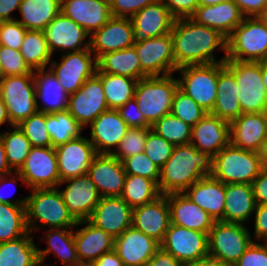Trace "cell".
<instances>
[{"instance_id":"obj_1","label":"cell","mask_w":267,"mask_h":266,"mask_svg":"<svg viewBox=\"0 0 267 266\" xmlns=\"http://www.w3.org/2000/svg\"><path fill=\"white\" fill-rule=\"evenodd\" d=\"M171 37L177 68L226 61L227 38L215 29L197 24L191 18L175 19ZM215 49L225 53L219 61L215 59Z\"/></svg>"},{"instance_id":"obj_2","label":"cell","mask_w":267,"mask_h":266,"mask_svg":"<svg viewBox=\"0 0 267 266\" xmlns=\"http://www.w3.org/2000/svg\"><path fill=\"white\" fill-rule=\"evenodd\" d=\"M211 162V157L191 143L174 146L171 157L160 169V194L183 193L196 181L211 174Z\"/></svg>"},{"instance_id":"obj_3","label":"cell","mask_w":267,"mask_h":266,"mask_svg":"<svg viewBox=\"0 0 267 266\" xmlns=\"http://www.w3.org/2000/svg\"><path fill=\"white\" fill-rule=\"evenodd\" d=\"M31 191L26 205L29 232L39 231L41 226L48 229L77 228V221L69 213L57 187L36 188Z\"/></svg>"},{"instance_id":"obj_4","label":"cell","mask_w":267,"mask_h":266,"mask_svg":"<svg viewBox=\"0 0 267 266\" xmlns=\"http://www.w3.org/2000/svg\"><path fill=\"white\" fill-rule=\"evenodd\" d=\"M262 169L258 152L229 143L212 158L210 175L224 184H252Z\"/></svg>"},{"instance_id":"obj_5","label":"cell","mask_w":267,"mask_h":266,"mask_svg":"<svg viewBox=\"0 0 267 266\" xmlns=\"http://www.w3.org/2000/svg\"><path fill=\"white\" fill-rule=\"evenodd\" d=\"M177 89L178 80L172 74L151 76L137 81L134 99L151 126L164 115L171 113L172 100Z\"/></svg>"},{"instance_id":"obj_6","label":"cell","mask_w":267,"mask_h":266,"mask_svg":"<svg viewBox=\"0 0 267 266\" xmlns=\"http://www.w3.org/2000/svg\"><path fill=\"white\" fill-rule=\"evenodd\" d=\"M267 59V27L255 17H245L227 38L226 60L259 62Z\"/></svg>"},{"instance_id":"obj_7","label":"cell","mask_w":267,"mask_h":266,"mask_svg":"<svg viewBox=\"0 0 267 266\" xmlns=\"http://www.w3.org/2000/svg\"><path fill=\"white\" fill-rule=\"evenodd\" d=\"M224 67L225 62L180 67L176 70L181 75L178 88L210 113L216 102L218 74Z\"/></svg>"},{"instance_id":"obj_8","label":"cell","mask_w":267,"mask_h":266,"mask_svg":"<svg viewBox=\"0 0 267 266\" xmlns=\"http://www.w3.org/2000/svg\"><path fill=\"white\" fill-rule=\"evenodd\" d=\"M225 67L235 76L239 88L242 113L267 112V93L263 84L260 64L226 60Z\"/></svg>"},{"instance_id":"obj_9","label":"cell","mask_w":267,"mask_h":266,"mask_svg":"<svg viewBox=\"0 0 267 266\" xmlns=\"http://www.w3.org/2000/svg\"><path fill=\"white\" fill-rule=\"evenodd\" d=\"M243 224L215 221L208 234L209 255L233 265L254 241Z\"/></svg>"},{"instance_id":"obj_10","label":"cell","mask_w":267,"mask_h":266,"mask_svg":"<svg viewBox=\"0 0 267 266\" xmlns=\"http://www.w3.org/2000/svg\"><path fill=\"white\" fill-rule=\"evenodd\" d=\"M0 97L5 103L12 125H18L38 111L33 75L1 77Z\"/></svg>"},{"instance_id":"obj_11","label":"cell","mask_w":267,"mask_h":266,"mask_svg":"<svg viewBox=\"0 0 267 266\" xmlns=\"http://www.w3.org/2000/svg\"><path fill=\"white\" fill-rule=\"evenodd\" d=\"M56 76L64 91L70 95L77 92L84 82L97 70V59L90 48L61 55V62L52 61L47 67Z\"/></svg>"},{"instance_id":"obj_12","label":"cell","mask_w":267,"mask_h":266,"mask_svg":"<svg viewBox=\"0 0 267 266\" xmlns=\"http://www.w3.org/2000/svg\"><path fill=\"white\" fill-rule=\"evenodd\" d=\"M17 172L29 189L58 187L60 177L55 147H32Z\"/></svg>"},{"instance_id":"obj_13","label":"cell","mask_w":267,"mask_h":266,"mask_svg":"<svg viewBox=\"0 0 267 266\" xmlns=\"http://www.w3.org/2000/svg\"><path fill=\"white\" fill-rule=\"evenodd\" d=\"M107 110L102 81L96 73L77 92L69 95L67 111L83 128Z\"/></svg>"},{"instance_id":"obj_14","label":"cell","mask_w":267,"mask_h":266,"mask_svg":"<svg viewBox=\"0 0 267 266\" xmlns=\"http://www.w3.org/2000/svg\"><path fill=\"white\" fill-rule=\"evenodd\" d=\"M160 247L185 266L209 255L208 234L171 223Z\"/></svg>"},{"instance_id":"obj_15","label":"cell","mask_w":267,"mask_h":266,"mask_svg":"<svg viewBox=\"0 0 267 266\" xmlns=\"http://www.w3.org/2000/svg\"><path fill=\"white\" fill-rule=\"evenodd\" d=\"M140 59L141 70L148 76H167L178 69L173 55L171 33L147 38L133 45Z\"/></svg>"},{"instance_id":"obj_16","label":"cell","mask_w":267,"mask_h":266,"mask_svg":"<svg viewBox=\"0 0 267 266\" xmlns=\"http://www.w3.org/2000/svg\"><path fill=\"white\" fill-rule=\"evenodd\" d=\"M63 184H66V187L60 190L59 187ZM58 186V191L72 217L77 222L88 220L101 199L91 178L85 174L61 181Z\"/></svg>"},{"instance_id":"obj_17","label":"cell","mask_w":267,"mask_h":266,"mask_svg":"<svg viewBox=\"0 0 267 266\" xmlns=\"http://www.w3.org/2000/svg\"><path fill=\"white\" fill-rule=\"evenodd\" d=\"M60 182L87 174L97 155L89 138L81 135L55 147Z\"/></svg>"},{"instance_id":"obj_18","label":"cell","mask_w":267,"mask_h":266,"mask_svg":"<svg viewBox=\"0 0 267 266\" xmlns=\"http://www.w3.org/2000/svg\"><path fill=\"white\" fill-rule=\"evenodd\" d=\"M44 33L47 45L52 54L55 51H61L64 54L90 48L89 34L62 12L46 26ZM87 36L88 40L86 41Z\"/></svg>"},{"instance_id":"obj_19","label":"cell","mask_w":267,"mask_h":266,"mask_svg":"<svg viewBox=\"0 0 267 266\" xmlns=\"http://www.w3.org/2000/svg\"><path fill=\"white\" fill-rule=\"evenodd\" d=\"M132 20L112 16L99 30L90 36V50L98 59L101 55L133 47Z\"/></svg>"},{"instance_id":"obj_20","label":"cell","mask_w":267,"mask_h":266,"mask_svg":"<svg viewBox=\"0 0 267 266\" xmlns=\"http://www.w3.org/2000/svg\"><path fill=\"white\" fill-rule=\"evenodd\" d=\"M87 175L96 185L101 197H120L126 172L122 161L112 154H97L92 160Z\"/></svg>"},{"instance_id":"obj_21","label":"cell","mask_w":267,"mask_h":266,"mask_svg":"<svg viewBox=\"0 0 267 266\" xmlns=\"http://www.w3.org/2000/svg\"><path fill=\"white\" fill-rule=\"evenodd\" d=\"M133 208L121 197H101L88 219L114 239L132 226Z\"/></svg>"},{"instance_id":"obj_22","label":"cell","mask_w":267,"mask_h":266,"mask_svg":"<svg viewBox=\"0 0 267 266\" xmlns=\"http://www.w3.org/2000/svg\"><path fill=\"white\" fill-rule=\"evenodd\" d=\"M134 43L171 33L175 18L162 0L147 5L131 18Z\"/></svg>"},{"instance_id":"obj_23","label":"cell","mask_w":267,"mask_h":266,"mask_svg":"<svg viewBox=\"0 0 267 266\" xmlns=\"http://www.w3.org/2000/svg\"><path fill=\"white\" fill-rule=\"evenodd\" d=\"M171 224L170 208L166 195L133 208L132 226L161 243Z\"/></svg>"},{"instance_id":"obj_24","label":"cell","mask_w":267,"mask_h":266,"mask_svg":"<svg viewBox=\"0 0 267 266\" xmlns=\"http://www.w3.org/2000/svg\"><path fill=\"white\" fill-rule=\"evenodd\" d=\"M190 143L213 158L230 143V123L207 113L192 127Z\"/></svg>"},{"instance_id":"obj_25","label":"cell","mask_w":267,"mask_h":266,"mask_svg":"<svg viewBox=\"0 0 267 266\" xmlns=\"http://www.w3.org/2000/svg\"><path fill=\"white\" fill-rule=\"evenodd\" d=\"M160 248V243L133 226L115 238L114 251L124 266H144Z\"/></svg>"},{"instance_id":"obj_26","label":"cell","mask_w":267,"mask_h":266,"mask_svg":"<svg viewBox=\"0 0 267 266\" xmlns=\"http://www.w3.org/2000/svg\"><path fill=\"white\" fill-rule=\"evenodd\" d=\"M89 141L94 145L97 154H112L129 129L128 125L115 109L100 114L90 125Z\"/></svg>"},{"instance_id":"obj_27","label":"cell","mask_w":267,"mask_h":266,"mask_svg":"<svg viewBox=\"0 0 267 266\" xmlns=\"http://www.w3.org/2000/svg\"><path fill=\"white\" fill-rule=\"evenodd\" d=\"M61 12L91 36L112 17L109 0H61Z\"/></svg>"},{"instance_id":"obj_28","label":"cell","mask_w":267,"mask_h":266,"mask_svg":"<svg viewBox=\"0 0 267 266\" xmlns=\"http://www.w3.org/2000/svg\"><path fill=\"white\" fill-rule=\"evenodd\" d=\"M267 138V112L242 113L230 122V143L238 148L258 152Z\"/></svg>"},{"instance_id":"obj_29","label":"cell","mask_w":267,"mask_h":266,"mask_svg":"<svg viewBox=\"0 0 267 266\" xmlns=\"http://www.w3.org/2000/svg\"><path fill=\"white\" fill-rule=\"evenodd\" d=\"M244 18L245 16L233 0H226L212 6H199L191 17L197 24L215 29L226 38Z\"/></svg>"},{"instance_id":"obj_30","label":"cell","mask_w":267,"mask_h":266,"mask_svg":"<svg viewBox=\"0 0 267 266\" xmlns=\"http://www.w3.org/2000/svg\"><path fill=\"white\" fill-rule=\"evenodd\" d=\"M215 221L224 217L225 184L211 175L199 179L183 192Z\"/></svg>"},{"instance_id":"obj_31","label":"cell","mask_w":267,"mask_h":266,"mask_svg":"<svg viewBox=\"0 0 267 266\" xmlns=\"http://www.w3.org/2000/svg\"><path fill=\"white\" fill-rule=\"evenodd\" d=\"M170 208L171 223L209 234L215 220L184 193L166 195Z\"/></svg>"},{"instance_id":"obj_32","label":"cell","mask_w":267,"mask_h":266,"mask_svg":"<svg viewBox=\"0 0 267 266\" xmlns=\"http://www.w3.org/2000/svg\"><path fill=\"white\" fill-rule=\"evenodd\" d=\"M85 224V225H84ZM84 225L76 229L74 240L79 262L93 263L102 254L114 249L115 239L103 229L98 228L89 220L78 221L76 226Z\"/></svg>"},{"instance_id":"obj_33","label":"cell","mask_w":267,"mask_h":266,"mask_svg":"<svg viewBox=\"0 0 267 266\" xmlns=\"http://www.w3.org/2000/svg\"><path fill=\"white\" fill-rule=\"evenodd\" d=\"M33 77L38 111L51 114L67 110L69 95L49 68L33 71Z\"/></svg>"},{"instance_id":"obj_34","label":"cell","mask_w":267,"mask_h":266,"mask_svg":"<svg viewBox=\"0 0 267 266\" xmlns=\"http://www.w3.org/2000/svg\"><path fill=\"white\" fill-rule=\"evenodd\" d=\"M225 198L224 217L220 221L246 225L257 206L252 185L225 184Z\"/></svg>"},{"instance_id":"obj_35","label":"cell","mask_w":267,"mask_h":266,"mask_svg":"<svg viewBox=\"0 0 267 266\" xmlns=\"http://www.w3.org/2000/svg\"><path fill=\"white\" fill-rule=\"evenodd\" d=\"M235 76L224 67L218 74L216 102L210 114L231 122L242 114Z\"/></svg>"},{"instance_id":"obj_36","label":"cell","mask_w":267,"mask_h":266,"mask_svg":"<svg viewBox=\"0 0 267 266\" xmlns=\"http://www.w3.org/2000/svg\"><path fill=\"white\" fill-rule=\"evenodd\" d=\"M97 70L101 73L127 76L140 80L148 77L141 70L135 47L107 52L97 59Z\"/></svg>"},{"instance_id":"obj_37","label":"cell","mask_w":267,"mask_h":266,"mask_svg":"<svg viewBox=\"0 0 267 266\" xmlns=\"http://www.w3.org/2000/svg\"><path fill=\"white\" fill-rule=\"evenodd\" d=\"M73 229L74 228L46 229L47 231L44 233L46 235L48 247L46 249H37L41 266L44 265L46 257L51 253L60 259L63 266H75L79 263Z\"/></svg>"},{"instance_id":"obj_38","label":"cell","mask_w":267,"mask_h":266,"mask_svg":"<svg viewBox=\"0 0 267 266\" xmlns=\"http://www.w3.org/2000/svg\"><path fill=\"white\" fill-rule=\"evenodd\" d=\"M16 19L27 30L44 31L46 26L61 12V0H22Z\"/></svg>"},{"instance_id":"obj_39","label":"cell","mask_w":267,"mask_h":266,"mask_svg":"<svg viewBox=\"0 0 267 266\" xmlns=\"http://www.w3.org/2000/svg\"><path fill=\"white\" fill-rule=\"evenodd\" d=\"M31 234L0 243V266H41L38 247Z\"/></svg>"},{"instance_id":"obj_40","label":"cell","mask_w":267,"mask_h":266,"mask_svg":"<svg viewBox=\"0 0 267 266\" xmlns=\"http://www.w3.org/2000/svg\"><path fill=\"white\" fill-rule=\"evenodd\" d=\"M104 88L105 98L109 109L117 110L134 98L136 79L127 76L101 73L96 70Z\"/></svg>"},{"instance_id":"obj_41","label":"cell","mask_w":267,"mask_h":266,"mask_svg":"<svg viewBox=\"0 0 267 266\" xmlns=\"http://www.w3.org/2000/svg\"><path fill=\"white\" fill-rule=\"evenodd\" d=\"M20 53L32 71L46 69L53 58L44 31L27 30Z\"/></svg>"},{"instance_id":"obj_42","label":"cell","mask_w":267,"mask_h":266,"mask_svg":"<svg viewBox=\"0 0 267 266\" xmlns=\"http://www.w3.org/2000/svg\"><path fill=\"white\" fill-rule=\"evenodd\" d=\"M28 233L26 205L0 203V243Z\"/></svg>"},{"instance_id":"obj_43","label":"cell","mask_w":267,"mask_h":266,"mask_svg":"<svg viewBox=\"0 0 267 266\" xmlns=\"http://www.w3.org/2000/svg\"><path fill=\"white\" fill-rule=\"evenodd\" d=\"M160 195L158 185L153 180L143 176L126 175L120 197L131 208H135L154 201Z\"/></svg>"},{"instance_id":"obj_44","label":"cell","mask_w":267,"mask_h":266,"mask_svg":"<svg viewBox=\"0 0 267 266\" xmlns=\"http://www.w3.org/2000/svg\"><path fill=\"white\" fill-rule=\"evenodd\" d=\"M46 127L52 147L80 137L84 129L67 110L46 114Z\"/></svg>"},{"instance_id":"obj_45","label":"cell","mask_w":267,"mask_h":266,"mask_svg":"<svg viewBox=\"0 0 267 266\" xmlns=\"http://www.w3.org/2000/svg\"><path fill=\"white\" fill-rule=\"evenodd\" d=\"M12 131L0 133V139L6 151L7 162L12 171H18L24 164L32 148L31 143L17 125Z\"/></svg>"},{"instance_id":"obj_46","label":"cell","mask_w":267,"mask_h":266,"mask_svg":"<svg viewBox=\"0 0 267 266\" xmlns=\"http://www.w3.org/2000/svg\"><path fill=\"white\" fill-rule=\"evenodd\" d=\"M151 128L174 146L190 144L192 127L171 113L161 117Z\"/></svg>"},{"instance_id":"obj_47","label":"cell","mask_w":267,"mask_h":266,"mask_svg":"<svg viewBox=\"0 0 267 266\" xmlns=\"http://www.w3.org/2000/svg\"><path fill=\"white\" fill-rule=\"evenodd\" d=\"M27 137L32 147H52L46 127V114L40 111L29 116L17 125Z\"/></svg>"},{"instance_id":"obj_48","label":"cell","mask_w":267,"mask_h":266,"mask_svg":"<svg viewBox=\"0 0 267 266\" xmlns=\"http://www.w3.org/2000/svg\"><path fill=\"white\" fill-rule=\"evenodd\" d=\"M171 114L193 127L207 112L178 88L173 96Z\"/></svg>"},{"instance_id":"obj_49","label":"cell","mask_w":267,"mask_h":266,"mask_svg":"<svg viewBox=\"0 0 267 266\" xmlns=\"http://www.w3.org/2000/svg\"><path fill=\"white\" fill-rule=\"evenodd\" d=\"M152 128H129L119 146L112 155L122 161L123 159L144 152L148 132Z\"/></svg>"},{"instance_id":"obj_50","label":"cell","mask_w":267,"mask_h":266,"mask_svg":"<svg viewBox=\"0 0 267 266\" xmlns=\"http://www.w3.org/2000/svg\"><path fill=\"white\" fill-rule=\"evenodd\" d=\"M122 164L126 175L143 176L153 180L158 185L160 168L144 152L123 159Z\"/></svg>"},{"instance_id":"obj_51","label":"cell","mask_w":267,"mask_h":266,"mask_svg":"<svg viewBox=\"0 0 267 266\" xmlns=\"http://www.w3.org/2000/svg\"><path fill=\"white\" fill-rule=\"evenodd\" d=\"M174 145L152 129L148 132L144 153L160 169L172 155Z\"/></svg>"},{"instance_id":"obj_52","label":"cell","mask_w":267,"mask_h":266,"mask_svg":"<svg viewBox=\"0 0 267 266\" xmlns=\"http://www.w3.org/2000/svg\"><path fill=\"white\" fill-rule=\"evenodd\" d=\"M33 75L20 51L2 46L0 78L5 76Z\"/></svg>"},{"instance_id":"obj_53","label":"cell","mask_w":267,"mask_h":266,"mask_svg":"<svg viewBox=\"0 0 267 266\" xmlns=\"http://www.w3.org/2000/svg\"><path fill=\"white\" fill-rule=\"evenodd\" d=\"M27 29L17 20L0 22V44L20 51Z\"/></svg>"},{"instance_id":"obj_54","label":"cell","mask_w":267,"mask_h":266,"mask_svg":"<svg viewBox=\"0 0 267 266\" xmlns=\"http://www.w3.org/2000/svg\"><path fill=\"white\" fill-rule=\"evenodd\" d=\"M253 241L232 266H267V246Z\"/></svg>"},{"instance_id":"obj_55","label":"cell","mask_w":267,"mask_h":266,"mask_svg":"<svg viewBox=\"0 0 267 266\" xmlns=\"http://www.w3.org/2000/svg\"><path fill=\"white\" fill-rule=\"evenodd\" d=\"M110 12L115 17L131 18L141 9L157 0H109Z\"/></svg>"},{"instance_id":"obj_56","label":"cell","mask_w":267,"mask_h":266,"mask_svg":"<svg viewBox=\"0 0 267 266\" xmlns=\"http://www.w3.org/2000/svg\"><path fill=\"white\" fill-rule=\"evenodd\" d=\"M117 111L129 128L152 127L144 118L134 98L129 100L125 105L119 107Z\"/></svg>"},{"instance_id":"obj_57","label":"cell","mask_w":267,"mask_h":266,"mask_svg":"<svg viewBox=\"0 0 267 266\" xmlns=\"http://www.w3.org/2000/svg\"><path fill=\"white\" fill-rule=\"evenodd\" d=\"M175 19L191 18L199 7V0H162Z\"/></svg>"},{"instance_id":"obj_58","label":"cell","mask_w":267,"mask_h":266,"mask_svg":"<svg viewBox=\"0 0 267 266\" xmlns=\"http://www.w3.org/2000/svg\"><path fill=\"white\" fill-rule=\"evenodd\" d=\"M15 176V177H14ZM8 177L10 179H8ZM18 177V178H17ZM16 179L20 180L21 182H23L25 184V181L23 180V178L21 177V175L17 172V171H12L11 173L4 175L2 177H0V203H5V204H13V205H27V196L23 197V199H10V196L5 195L4 192V185H8V187H11V184L14 185V189L16 188ZM12 185V186H13ZM4 189V190H3ZM16 190V189H15ZM10 195V194H9Z\"/></svg>"},{"instance_id":"obj_59","label":"cell","mask_w":267,"mask_h":266,"mask_svg":"<svg viewBox=\"0 0 267 266\" xmlns=\"http://www.w3.org/2000/svg\"><path fill=\"white\" fill-rule=\"evenodd\" d=\"M254 237L255 241H267V204L257 205L254 211Z\"/></svg>"},{"instance_id":"obj_60","label":"cell","mask_w":267,"mask_h":266,"mask_svg":"<svg viewBox=\"0 0 267 266\" xmlns=\"http://www.w3.org/2000/svg\"><path fill=\"white\" fill-rule=\"evenodd\" d=\"M251 185L256 204H267V169L263 168Z\"/></svg>"},{"instance_id":"obj_61","label":"cell","mask_w":267,"mask_h":266,"mask_svg":"<svg viewBox=\"0 0 267 266\" xmlns=\"http://www.w3.org/2000/svg\"><path fill=\"white\" fill-rule=\"evenodd\" d=\"M245 17L258 16L267 6V0H233Z\"/></svg>"},{"instance_id":"obj_62","label":"cell","mask_w":267,"mask_h":266,"mask_svg":"<svg viewBox=\"0 0 267 266\" xmlns=\"http://www.w3.org/2000/svg\"><path fill=\"white\" fill-rule=\"evenodd\" d=\"M144 266H184L171 253L161 247Z\"/></svg>"},{"instance_id":"obj_63","label":"cell","mask_w":267,"mask_h":266,"mask_svg":"<svg viewBox=\"0 0 267 266\" xmlns=\"http://www.w3.org/2000/svg\"><path fill=\"white\" fill-rule=\"evenodd\" d=\"M22 0H0V22L16 20L11 14L19 10Z\"/></svg>"},{"instance_id":"obj_64","label":"cell","mask_w":267,"mask_h":266,"mask_svg":"<svg viewBox=\"0 0 267 266\" xmlns=\"http://www.w3.org/2000/svg\"><path fill=\"white\" fill-rule=\"evenodd\" d=\"M93 264L95 266H124L114 249L110 252L102 254Z\"/></svg>"},{"instance_id":"obj_65","label":"cell","mask_w":267,"mask_h":266,"mask_svg":"<svg viewBox=\"0 0 267 266\" xmlns=\"http://www.w3.org/2000/svg\"><path fill=\"white\" fill-rule=\"evenodd\" d=\"M185 266H232V265L225 263L213 256L207 255L203 258H200L199 260H196L195 262L186 264Z\"/></svg>"},{"instance_id":"obj_66","label":"cell","mask_w":267,"mask_h":266,"mask_svg":"<svg viewBox=\"0 0 267 266\" xmlns=\"http://www.w3.org/2000/svg\"><path fill=\"white\" fill-rule=\"evenodd\" d=\"M12 170L10 169L7 157H6V151L4 148V145L2 143V140L0 139V177L7 175L11 173Z\"/></svg>"},{"instance_id":"obj_67","label":"cell","mask_w":267,"mask_h":266,"mask_svg":"<svg viewBox=\"0 0 267 266\" xmlns=\"http://www.w3.org/2000/svg\"><path fill=\"white\" fill-rule=\"evenodd\" d=\"M5 123L6 124L8 123V125L11 127L13 126L10 122V118H9L5 103L3 99L0 97V127L4 125Z\"/></svg>"},{"instance_id":"obj_68","label":"cell","mask_w":267,"mask_h":266,"mask_svg":"<svg viewBox=\"0 0 267 266\" xmlns=\"http://www.w3.org/2000/svg\"><path fill=\"white\" fill-rule=\"evenodd\" d=\"M258 155L261 161L262 168L267 169V138L261 144L258 151Z\"/></svg>"},{"instance_id":"obj_69","label":"cell","mask_w":267,"mask_h":266,"mask_svg":"<svg viewBox=\"0 0 267 266\" xmlns=\"http://www.w3.org/2000/svg\"><path fill=\"white\" fill-rule=\"evenodd\" d=\"M262 73L263 84L267 93V59L258 62Z\"/></svg>"},{"instance_id":"obj_70","label":"cell","mask_w":267,"mask_h":266,"mask_svg":"<svg viewBox=\"0 0 267 266\" xmlns=\"http://www.w3.org/2000/svg\"><path fill=\"white\" fill-rule=\"evenodd\" d=\"M226 0H199V6H212L215 4L222 3Z\"/></svg>"},{"instance_id":"obj_71","label":"cell","mask_w":267,"mask_h":266,"mask_svg":"<svg viewBox=\"0 0 267 266\" xmlns=\"http://www.w3.org/2000/svg\"><path fill=\"white\" fill-rule=\"evenodd\" d=\"M257 18L267 27V6L262 10Z\"/></svg>"},{"instance_id":"obj_72","label":"cell","mask_w":267,"mask_h":266,"mask_svg":"<svg viewBox=\"0 0 267 266\" xmlns=\"http://www.w3.org/2000/svg\"><path fill=\"white\" fill-rule=\"evenodd\" d=\"M75 266H95L93 263L79 262Z\"/></svg>"},{"instance_id":"obj_73","label":"cell","mask_w":267,"mask_h":266,"mask_svg":"<svg viewBox=\"0 0 267 266\" xmlns=\"http://www.w3.org/2000/svg\"><path fill=\"white\" fill-rule=\"evenodd\" d=\"M1 51H2V45L0 44V65H1Z\"/></svg>"}]
</instances>
